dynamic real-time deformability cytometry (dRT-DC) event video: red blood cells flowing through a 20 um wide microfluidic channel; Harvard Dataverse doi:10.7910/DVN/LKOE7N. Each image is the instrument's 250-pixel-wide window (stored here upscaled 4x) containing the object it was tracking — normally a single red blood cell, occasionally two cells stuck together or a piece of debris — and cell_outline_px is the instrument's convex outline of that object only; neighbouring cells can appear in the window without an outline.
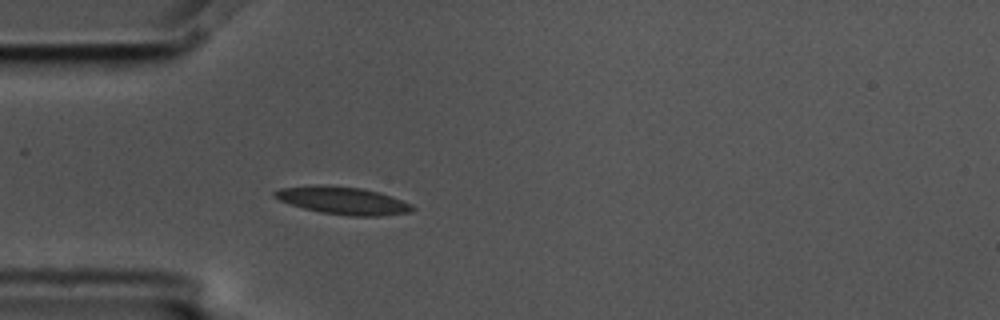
{"species": "common noctule bat (a hibernating species)", "species_latin": "Nyctalus noctula", "temperature_condition": "cold", "stored_images_in_passage": 4, "camera_frame_rate_fps": 3000, "um_per_image_px": 0.085, "animal": {"sex": "male", "body_mass_g": 17.5, "forearm_length_mm": 52.3}, "frame": {"image": 1, "passage_image": 4, "time_ms": 1.0, "image_size_px": [1000, 320], "cell_outline_px": [[416, 208], [412, 212], [380, 216], [352, 216], [320, 212], [304, 208], [280, 200], [272, 196], [272, 192], [280, 188], [316, 184], [360, 188], [380, 192], [392, 196], [412, 204]], "centroid_in_image_um": [29.17, 17.04], "position_along_channel_um": 55.8, "area_um2": 22.2}}